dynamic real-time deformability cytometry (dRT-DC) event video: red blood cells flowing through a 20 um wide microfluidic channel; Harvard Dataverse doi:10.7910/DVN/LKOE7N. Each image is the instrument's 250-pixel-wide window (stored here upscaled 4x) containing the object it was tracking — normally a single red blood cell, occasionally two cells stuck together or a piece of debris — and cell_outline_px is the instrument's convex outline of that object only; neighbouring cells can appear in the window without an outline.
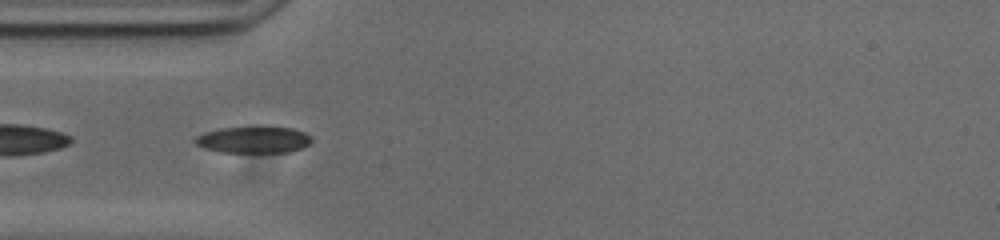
{"species": "common noctule bat (a hibernating species)", "species_latin": "Nyctalus noctula", "temperature_condition": "cold", "stored_images_in_passage": 46, "camera_frame_rate_fps": 3000, "um_per_image_px": 0.085, "animal": {"sex": "male", "body_mass_g": 20.0, "forearm_length_mm": 53.3}, "frame": {"image": 1, "passage_image": 8, "time_ms": 2.333, "image_size_px": [1000, 240], "cell_outline_px": [[312, 140], [308, 144], [292, 152], [220, 152], [204, 148], [196, 144], [192, 140], [196, 136], [204, 132], [220, 128], [248, 124], [260, 124], [292, 128], [304, 132], [312, 136]], "centroid_in_image_um": [21.53, 11.82], "position_along_channel_um": 63.5, "area_um2": 19.02}}
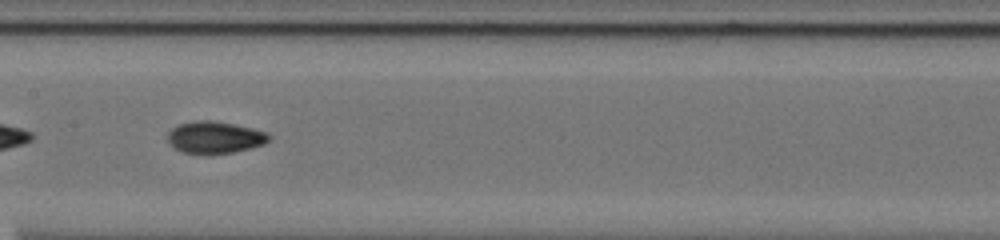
{"frame": {"image": 2, "passage_image": 18, "time_ms": 5.667, "image_size_px": [1000, 240], "cell_outline_px": [[272, 136], [264, 144], [252, 148], [232, 152], [184, 152], [176, 148], [168, 140], [168, 132], [172, 128], [180, 124], [196, 120], [208, 120], [232, 124], [252, 128], [268, 132]], "centroid_in_image_um": [18.31, 11.65], "position_along_channel_um": 189.1, "area_um2": 18.32}}
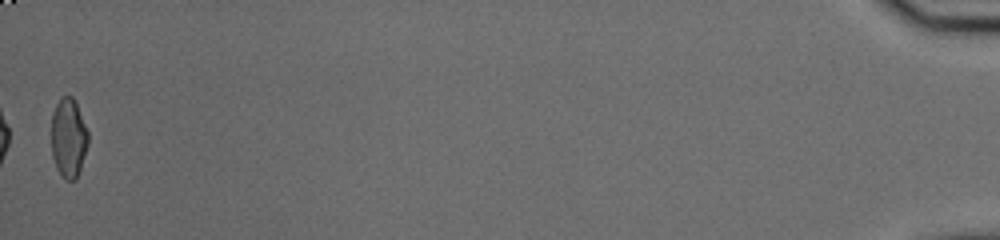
{"frame": {"image": 3, "passage_image": 46, "time_ms": 15.0, "image_size_px": [1000, 240], "cell_outline_px": [[88, 144], [76, 180], [64, 180], [56, 168], [52, 156], [52, 112], [60, 96], [72, 96], [76, 104], [88, 132]], "centroid_in_image_um": [5.81, 11.73], "position_along_channel_um": 429.4, "area_um2": 16.94}, "authors_computed_cell_mechanics": {"area_um2": 17.8024, "velocity_mm_per_s": 3.7572, "shape_relaxation_time_tau1_ms": null, "shape_relaxation_time_tau2_ms": 2.2203, "deformation_change_tau1": null, "deformation_change_tau2": 0.0676}}